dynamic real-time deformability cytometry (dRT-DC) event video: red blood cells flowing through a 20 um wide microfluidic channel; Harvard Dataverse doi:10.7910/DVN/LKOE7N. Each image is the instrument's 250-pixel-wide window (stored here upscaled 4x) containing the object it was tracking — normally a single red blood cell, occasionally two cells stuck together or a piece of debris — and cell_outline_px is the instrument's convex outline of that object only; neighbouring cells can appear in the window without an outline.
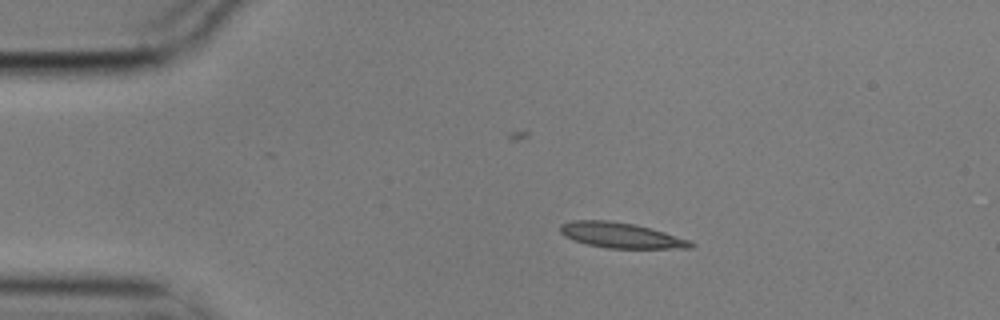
{"species": "common noctule bat (a hibernating species)", "species_latin": "Nyctalus noctula", "temperature_condition": "cold", "stored_images_in_passage": 5, "camera_frame_rate_fps": 3000, "um_per_image_px": 0.085, "animal": {"sex": "male", "body_mass_g": 17.9}, "frame": {"image": 1, "passage_image": 2, "time_ms": 0.333, "image_size_px": [1000, 320], "cell_outline_px": [[696, 244], [692, 248], [608, 248], [588, 244], [564, 236], [560, 232], [560, 224], [572, 220], [608, 220], [636, 224], [692, 240]], "centroid_in_image_um": [52.82, 19.99], "position_along_channel_um": 32.2, "area_um2": 19.31}}
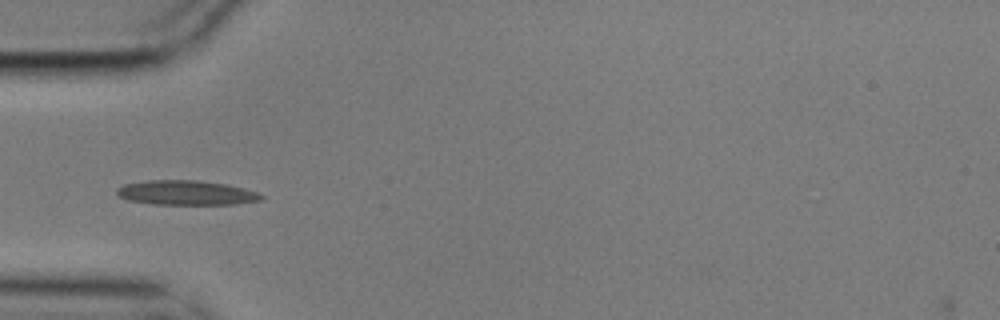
{"frame": {"image": 2, "passage_image": 4, "time_ms": 1.0, "image_size_px": [1000, 320], "cell_outline_px": [[264, 196], [260, 200], [236, 204], [152, 204], [128, 200], [120, 196], [116, 192], [116, 188], [124, 184], [148, 180], [196, 180], [224, 184], [244, 188], [256, 192]], "centroid_in_image_um": [15.8, 16.38], "position_along_channel_um": 69.2, "area_um2": 20.52}}
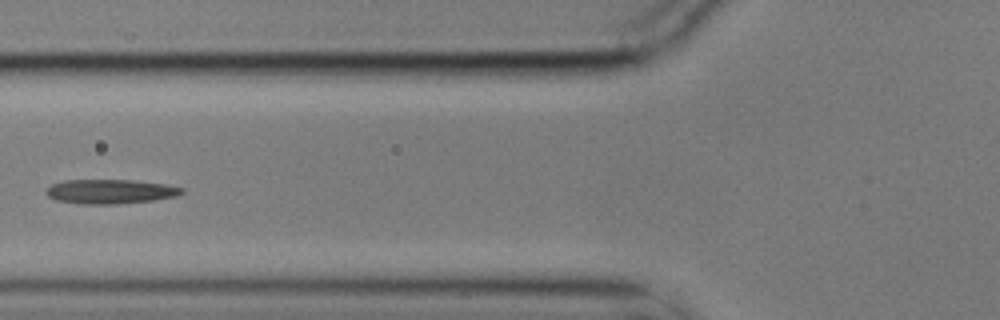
{"frame": {"image": 3, "passage_image": 5, "time_ms": 1.333, "image_size_px": [1000, 320], "cell_outline_px": [[184, 192], [180, 196], [152, 200], [116, 204], [80, 204], [56, 200], [48, 196], [44, 192], [44, 188], [52, 184], [64, 180], [132, 180], [168, 184], [184, 188]], "centroid_in_image_um": [9.38, 16.27], "position_along_channel_um": 116.4, "area_um2": 19.54}}